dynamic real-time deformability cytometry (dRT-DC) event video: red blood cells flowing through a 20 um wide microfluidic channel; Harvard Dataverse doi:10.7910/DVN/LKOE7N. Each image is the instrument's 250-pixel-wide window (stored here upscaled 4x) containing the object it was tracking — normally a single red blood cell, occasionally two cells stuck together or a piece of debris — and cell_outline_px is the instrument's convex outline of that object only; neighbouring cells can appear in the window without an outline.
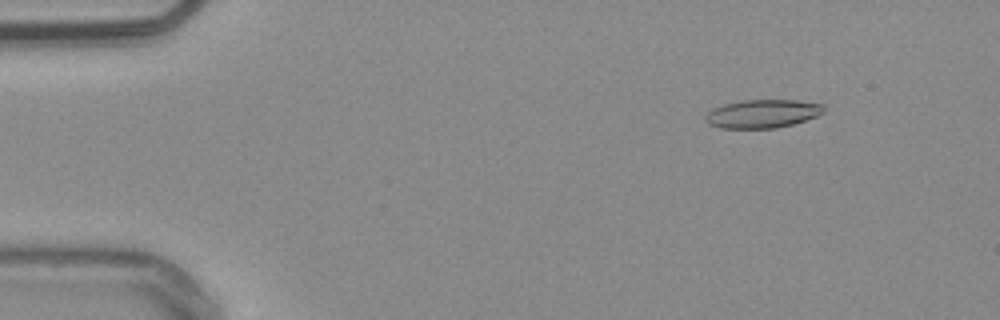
{"species": "common noctule bat (a hibernating species)", "species_latin": "Nyctalus noctula", "temperature_condition": "warm", "stored_images_in_passage": 17, "camera_frame_rate_fps": 3000, "um_per_image_px": 0.085, "animal": {"sex": "male", "body_mass_g": 20.4}, "frame": {"image": 1, "passage_image": 7, "time_ms": 2.0, "image_size_px": [1000, 320], "cell_outline_px": [[824, 112], [816, 116], [792, 124], [776, 128], [720, 128], [708, 124], [704, 120], [704, 116], [712, 108], [724, 104], [740, 100], [796, 100], [824, 104]], "centroid_in_image_um": [64.77, 9.66], "position_along_channel_um": 20.2, "area_um2": 19.65}}